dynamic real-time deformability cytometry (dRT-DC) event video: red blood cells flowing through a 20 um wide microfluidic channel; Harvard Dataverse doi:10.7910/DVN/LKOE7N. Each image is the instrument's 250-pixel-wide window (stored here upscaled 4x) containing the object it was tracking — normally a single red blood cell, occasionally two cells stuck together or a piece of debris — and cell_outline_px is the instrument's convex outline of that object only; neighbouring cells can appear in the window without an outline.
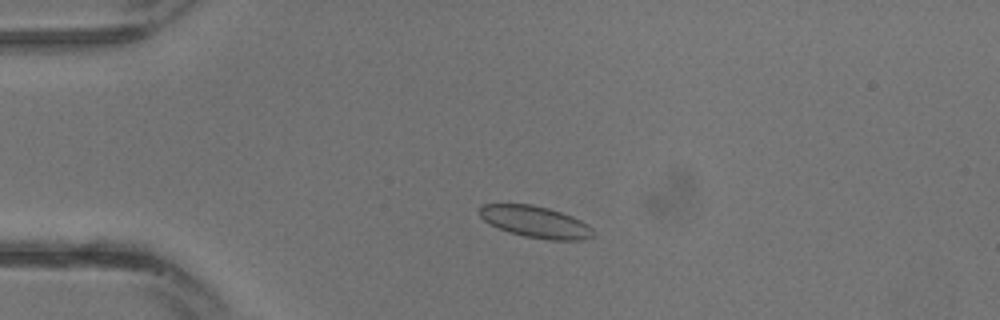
{"species": "common noctule bat (a hibernating species)", "species_latin": "Nyctalus noctula", "temperature_condition": "warm", "stored_images_in_passage": 14, "camera_frame_rate_fps": 3000, "um_per_image_px": 0.085, "animal": {"sex": "male", "body_mass_g": 13.3}, "frame": {"image": 1, "passage_image": 6, "time_ms": 1.667, "image_size_px": [1000, 320], "cell_outline_px": [[596, 236], [584, 240], [548, 240], [524, 236], [508, 232], [484, 220], [480, 216], [480, 208], [484, 204], [532, 204], [548, 208], [572, 216], [588, 224], [592, 228]], "centroid_in_image_um": [45.58, 18.87], "position_along_channel_um": 39.4, "area_um2": 20.92}}
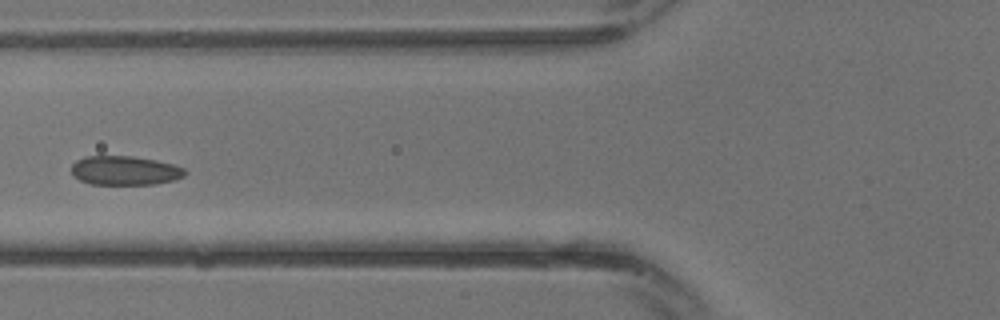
{"frame": {"image": 2, "passage_image": 11, "time_ms": 3.333, "image_size_px": [1000, 320], "cell_outline_px": [[188, 172], [184, 176], [176, 180], [156, 184], [88, 184], [72, 176], [72, 164], [76, 160], [84, 156], [132, 156], [156, 160], [172, 164], [184, 168]], "centroid_in_image_um": [10.61, 14.5], "position_along_channel_um": 115.2, "area_um2": 19.48}}
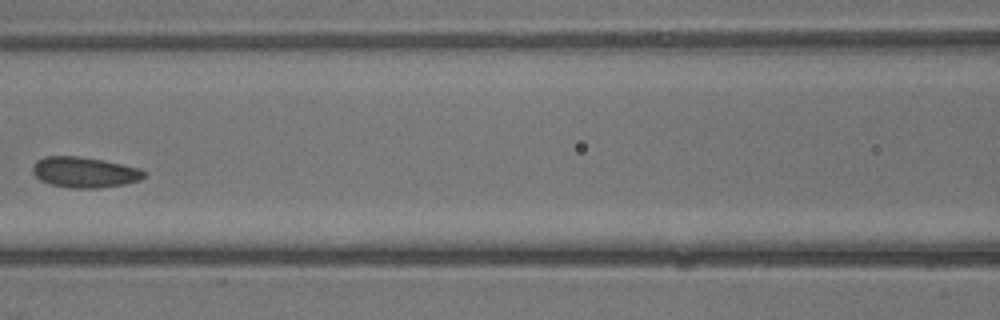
{"frame": {"image": 3, "passage_image": 13, "time_ms": 4.0, "image_size_px": [1000, 320], "cell_outline_px": [[144, 176], [140, 180], [124, 184], [96, 188], [68, 188], [52, 184], [40, 180], [32, 172], [32, 164], [36, 160], [44, 156], [80, 156], [104, 160], [140, 168], [144, 172]], "centroid_in_image_um": [7.15, 14.63], "position_along_channel_um": 159.5, "area_um2": 19.94}}